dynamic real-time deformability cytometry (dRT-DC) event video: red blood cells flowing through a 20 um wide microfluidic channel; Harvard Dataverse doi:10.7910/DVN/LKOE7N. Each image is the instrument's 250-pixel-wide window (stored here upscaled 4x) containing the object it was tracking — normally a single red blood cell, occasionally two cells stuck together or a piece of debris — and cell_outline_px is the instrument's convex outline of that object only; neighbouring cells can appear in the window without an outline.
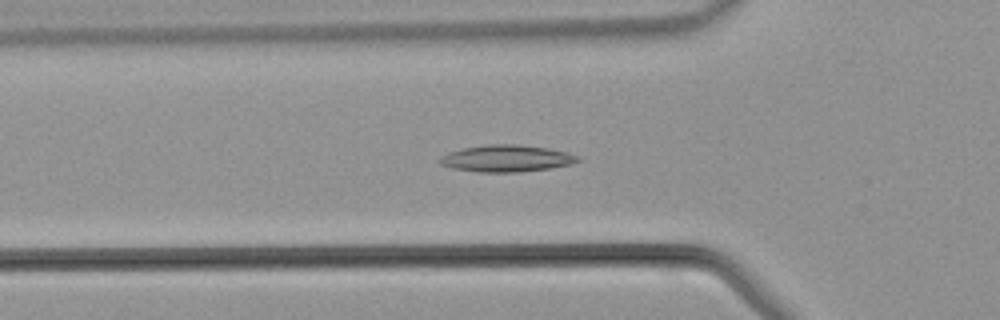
{"species": "common noctule bat (a hibernating species)", "species_latin": "Nyctalus noctula", "temperature_condition": "warm", "stored_images_in_passage": 38, "camera_frame_rate_fps": 3000, "um_per_image_px": 0.085, "animal": {"sex": "male", "body_mass_g": 21.5, "forearm_length_mm": 52.0}, "frame": {"image": 1, "passage_image": 8, "time_ms": 2.333, "image_size_px": [1000, 320], "cell_outline_px": [[580, 160], [572, 164], [552, 168], [520, 172], [476, 172], [452, 168], [440, 164], [436, 160], [440, 156], [448, 152], [464, 148], [488, 144], [516, 144], [548, 148], [568, 152], [580, 156]], "centroid_in_image_um": [43.05, 13.47], "position_along_channel_um": 82.8, "area_um2": 21.85}}
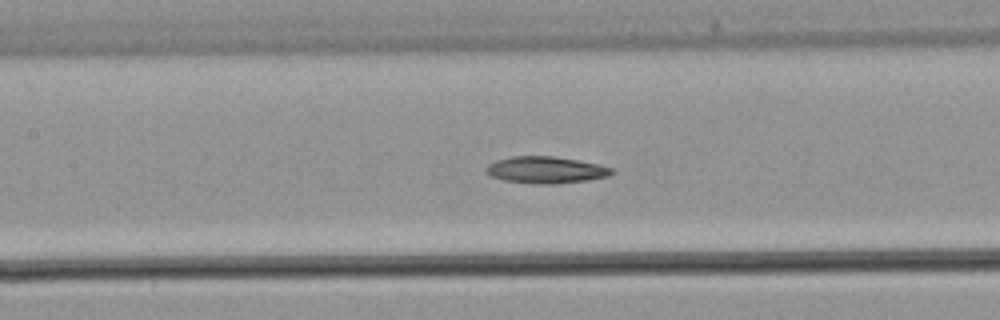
{"frame": {"image": 2, "passage_image": 13, "time_ms": 4.0, "image_size_px": [1000, 320], "cell_outline_px": [[616, 172], [608, 176], [588, 180], [556, 184], [536, 184], [504, 180], [492, 176], [484, 172], [484, 168], [488, 164], [496, 160], [512, 156], [552, 156], [576, 160], [596, 164], [612, 168]], "centroid_in_image_um": [46.36, 14.45], "position_along_channel_um": 161.0, "area_um2": 19.59}}
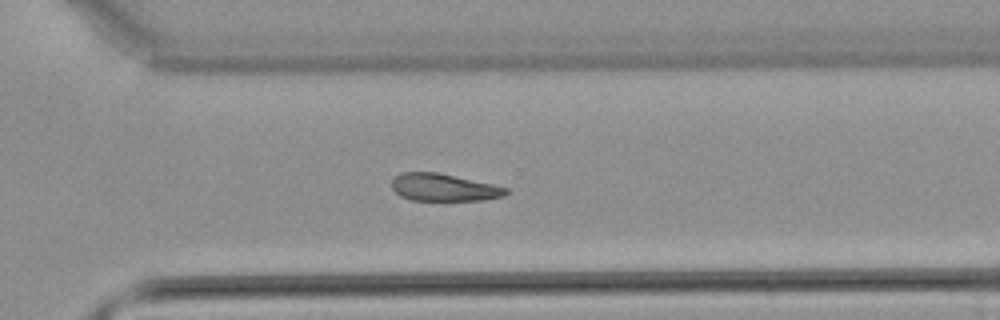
{"frame": {"image": 3, "passage_image": 24, "time_ms": 7.667, "image_size_px": [1000, 320], "cell_outline_px": [[508, 192], [504, 196], [484, 200], [412, 200], [400, 196], [392, 188], [392, 180], [400, 172], [436, 172], [492, 184], [508, 188]], "centroid_in_image_um": [37.71, 15.93], "position_along_channel_um": 332.9, "area_um2": 18.09}}